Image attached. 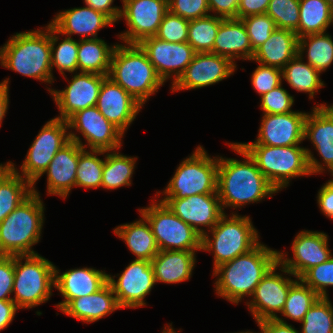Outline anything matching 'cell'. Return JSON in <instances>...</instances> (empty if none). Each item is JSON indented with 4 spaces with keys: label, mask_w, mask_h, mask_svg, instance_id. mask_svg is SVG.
<instances>
[{
    "label": "cell",
    "mask_w": 333,
    "mask_h": 333,
    "mask_svg": "<svg viewBox=\"0 0 333 333\" xmlns=\"http://www.w3.org/2000/svg\"><path fill=\"white\" fill-rule=\"evenodd\" d=\"M108 274L118 305L121 308H138L147 305L144 298L156 284L153 266L150 261L134 259L118 276L116 281Z\"/></svg>",
    "instance_id": "2e32d148"
},
{
    "label": "cell",
    "mask_w": 333,
    "mask_h": 333,
    "mask_svg": "<svg viewBox=\"0 0 333 333\" xmlns=\"http://www.w3.org/2000/svg\"><path fill=\"white\" fill-rule=\"evenodd\" d=\"M33 193L0 223V254L33 255L32 250L41 238L44 223V204L39 192Z\"/></svg>",
    "instance_id": "5b68a950"
},
{
    "label": "cell",
    "mask_w": 333,
    "mask_h": 333,
    "mask_svg": "<svg viewBox=\"0 0 333 333\" xmlns=\"http://www.w3.org/2000/svg\"><path fill=\"white\" fill-rule=\"evenodd\" d=\"M139 45L162 81L166 82L172 77V84L181 76L196 53L188 42H167L156 37L145 38Z\"/></svg>",
    "instance_id": "ffe728a7"
},
{
    "label": "cell",
    "mask_w": 333,
    "mask_h": 333,
    "mask_svg": "<svg viewBox=\"0 0 333 333\" xmlns=\"http://www.w3.org/2000/svg\"><path fill=\"white\" fill-rule=\"evenodd\" d=\"M279 262L275 263L256 286L251 301L246 302L255 322L276 319L287 299L290 286L296 281L276 273Z\"/></svg>",
    "instance_id": "ac0fdd59"
},
{
    "label": "cell",
    "mask_w": 333,
    "mask_h": 333,
    "mask_svg": "<svg viewBox=\"0 0 333 333\" xmlns=\"http://www.w3.org/2000/svg\"><path fill=\"white\" fill-rule=\"evenodd\" d=\"M9 79L6 78L4 81L0 83V127L2 124V121L4 119L5 114L8 110V104H9Z\"/></svg>",
    "instance_id": "680465c9"
},
{
    "label": "cell",
    "mask_w": 333,
    "mask_h": 333,
    "mask_svg": "<svg viewBox=\"0 0 333 333\" xmlns=\"http://www.w3.org/2000/svg\"><path fill=\"white\" fill-rule=\"evenodd\" d=\"M137 157H130L115 151H106L102 172L101 187L115 190L119 187L130 186Z\"/></svg>",
    "instance_id": "d590c367"
},
{
    "label": "cell",
    "mask_w": 333,
    "mask_h": 333,
    "mask_svg": "<svg viewBox=\"0 0 333 333\" xmlns=\"http://www.w3.org/2000/svg\"><path fill=\"white\" fill-rule=\"evenodd\" d=\"M32 193V184L9 166L0 175V223Z\"/></svg>",
    "instance_id": "836d02e7"
},
{
    "label": "cell",
    "mask_w": 333,
    "mask_h": 333,
    "mask_svg": "<svg viewBox=\"0 0 333 333\" xmlns=\"http://www.w3.org/2000/svg\"><path fill=\"white\" fill-rule=\"evenodd\" d=\"M141 218L132 223L117 226L114 233L124 240L136 259L151 262L160 250L149 222L143 215Z\"/></svg>",
    "instance_id": "4dcf8cb0"
},
{
    "label": "cell",
    "mask_w": 333,
    "mask_h": 333,
    "mask_svg": "<svg viewBox=\"0 0 333 333\" xmlns=\"http://www.w3.org/2000/svg\"><path fill=\"white\" fill-rule=\"evenodd\" d=\"M298 37L288 29L276 28L255 51L252 61L283 69L298 54Z\"/></svg>",
    "instance_id": "f1b7e54d"
},
{
    "label": "cell",
    "mask_w": 333,
    "mask_h": 333,
    "mask_svg": "<svg viewBox=\"0 0 333 333\" xmlns=\"http://www.w3.org/2000/svg\"><path fill=\"white\" fill-rule=\"evenodd\" d=\"M239 333H253V332H251V331H245V332H239Z\"/></svg>",
    "instance_id": "be15d7a7"
},
{
    "label": "cell",
    "mask_w": 333,
    "mask_h": 333,
    "mask_svg": "<svg viewBox=\"0 0 333 333\" xmlns=\"http://www.w3.org/2000/svg\"><path fill=\"white\" fill-rule=\"evenodd\" d=\"M14 282V256L3 255L0 258V300H12Z\"/></svg>",
    "instance_id": "f907efd6"
},
{
    "label": "cell",
    "mask_w": 333,
    "mask_h": 333,
    "mask_svg": "<svg viewBox=\"0 0 333 333\" xmlns=\"http://www.w3.org/2000/svg\"><path fill=\"white\" fill-rule=\"evenodd\" d=\"M114 0H84L85 5L107 15L114 23L120 20L121 9L113 6Z\"/></svg>",
    "instance_id": "9f6ffc18"
},
{
    "label": "cell",
    "mask_w": 333,
    "mask_h": 333,
    "mask_svg": "<svg viewBox=\"0 0 333 333\" xmlns=\"http://www.w3.org/2000/svg\"><path fill=\"white\" fill-rule=\"evenodd\" d=\"M116 44L107 45L100 38L78 40V70L108 76L111 57Z\"/></svg>",
    "instance_id": "1f68e13d"
},
{
    "label": "cell",
    "mask_w": 333,
    "mask_h": 333,
    "mask_svg": "<svg viewBox=\"0 0 333 333\" xmlns=\"http://www.w3.org/2000/svg\"><path fill=\"white\" fill-rule=\"evenodd\" d=\"M108 77L142 106L164 84L139 44H117Z\"/></svg>",
    "instance_id": "277c9868"
},
{
    "label": "cell",
    "mask_w": 333,
    "mask_h": 333,
    "mask_svg": "<svg viewBox=\"0 0 333 333\" xmlns=\"http://www.w3.org/2000/svg\"><path fill=\"white\" fill-rule=\"evenodd\" d=\"M159 201L201 236L207 232L206 227L210 231L225 214L217 193L197 194L186 198H162Z\"/></svg>",
    "instance_id": "e0dca14e"
},
{
    "label": "cell",
    "mask_w": 333,
    "mask_h": 333,
    "mask_svg": "<svg viewBox=\"0 0 333 333\" xmlns=\"http://www.w3.org/2000/svg\"><path fill=\"white\" fill-rule=\"evenodd\" d=\"M59 35L60 33L50 25L51 68L56 67L66 79L64 72L73 74L78 71V40L65 36L57 46Z\"/></svg>",
    "instance_id": "74e56055"
},
{
    "label": "cell",
    "mask_w": 333,
    "mask_h": 333,
    "mask_svg": "<svg viewBox=\"0 0 333 333\" xmlns=\"http://www.w3.org/2000/svg\"><path fill=\"white\" fill-rule=\"evenodd\" d=\"M70 140L77 142L85 150L119 151L124 134L109 122L96 106L82 109L68 120ZM80 132L87 143L83 144L79 136L72 132Z\"/></svg>",
    "instance_id": "7c38bea8"
},
{
    "label": "cell",
    "mask_w": 333,
    "mask_h": 333,
    "mask_svg": "<svg viewBox=\"0 0 333 333\" xmlns=\"http://www.w3.org/2000/svg\"><path fill=\"white\" fill-rule=\"evenodd\" d=\"M55 267L38 253L14 256L12 300L18 309H30L50 299L55 287Z\"/></svg>",
    "instance_id": "52a82bcc"
},
{
    "label": "cell",
    "mask_w": 333,
    "mask_h": 333,
    "mask_svg": "<svg viewBox=\"0 0 333 333\" xmlns=\"http://www.w3.org/2000/svg\"><path fill=\"white\" fill-rule=\"evenodd\" d=\"M118 309L122 308L118 305L116 295L107 282L93 294L72 299L61 312L82 322L92 323Z\"/></svg>",
    "instance_id": "83f0119b"
},
{
    "label": "cell",
    "mask_w": 333,
    "mask_h": 333,
    "mask_svg": "<svg viewBox=\"0 0 333 333\" xmlns=\"http://www.w3.org/2000/svg\"><path fill=\"white\" fill-rule=\"evenodd\" d=\"M266 14L278 29L295 32L299 24V0H270Z\"/></svg>",
    "instance_id": "7bdbcfd3"
},
{
    "label": "cell",
    "mask_w": 333,
    "mask_h": 333,
    "mask_svg": "<svg viewBox=\"0 0 333 333\" xmlns=\"http://www.w3.org/2000/svg\"><path fill=\"white\" fill-rule=\"evenodd\" d=\"M241 20L246 27L253 51L262 45L277 28L274 20L267 14L252 15Z\"/></svg>",
    "instance_id": "f6af8a7d"
},
{
    "label": "cell",
    "mask_w": 333,
    "mask_h": 333,
    "mask_svg": "<svg viewBox=\"0 0 333 333\" xmlns=\"http://www.w3.org/2000/svg\"><path fill=\"white\" fill-rule=\"evenodd\" d=\"M333 24V10L326 0H299L298 38L326 32Z\"/></svg>",
    "instance_id": "d6a6232c"
},
{
    "label": "cell",
    "mask_w": 333,
    "mask_h": 333,
    "mask_svg": "<svg viewBox=\"0 0 333 333\" xmlns=\"http://www.w3.org/2000/svg\"><path fill=\"white\" fill-rule=\"evenodd\" d=\"M260 99V108L264 114L293 112L291 107L294 104V97L282 87V84L262 95Z\"/></svg>",
    "instance_id": "7dc6e473"
},
{
    "label": "cell",
    "mask_w": 333,
    "mask_h": 333,
    "mask_svg": "<svg viewBox=\"0 0 333 333\" xmlns=\"http://www.w3.org/2000/svg\"><path fill=\"white\" fill-rule=\"evenodd\" d=\"M69 85L63 90L47 88L60 111L56 118L67 121L77 111L96 106L99 91L106 76L94 73H73Z\"/></svg>",
    "instance_id": "44dd1931"
},
{
    "label": "cell",
    "mask_w": 333,
    "mask_h": 333,
    "mask_svg": "<svg viewBox=\"0 0 333 333\" xmlns=\"http://www.w3.org/2000/svg\"><path fill=\"white\" fill-rule=\"evenodd\" d=\"M45 30V31H44ZM12 35L0 47V65L21 75L52 84L50 24Z\"/></svg>",
    "instance_id": "3957f363"
},
{
    "label": "cell",
    "mask_w": 333,
    "mask_h": 333,
    "mask_svg": "<svg viewBox=\"0 0 333 333\" xmlns=\"http://www.w3.org/2000/svg\"><path fill=\"white\" fill-rule=\"evenodd\" d=\"M84 150L77 142L70 140L56 153L43 172L47 174L48 195H58L66 199L71 189L75 187L79 155Z\"/></svg>",
    "instance_id": "cb8c5ba5"
},
{
    "label": "cell",
    "mask_w": 333,
    "mask_h": 333,
    "mask_svg": "<svg viewBox=\"0 0 333 333\" xmlns=\"http://www.w3.org/2000/svg\"><path fill=\"white\" fill-rule=\"evenodd\" d=\"M49 24L60 35L71 37L73 34H79L80 39H93L98 38L97 33L100 29L114 25V22L104 13L86 5L57 13Z\"/></svg>",
    "instance_id": "d4e9b609"
},
{
    "label": "cell",
    "mask_w": 333,
    "mask_h": 333,
    "mask_svg": "<svg viewBox=\"0 0 333 333\" xmlns=\"http://www.w3.org/2000/svg\"><path fill=\"white\" fill-rule=\"evenodd\" d=\"M298 55L303 57L307 52V63L320 73L333 63V40L326 32L298 38Z\"/></svg>",
    "instance_id": "8d00e7d4"
},
{
    "label": "cell",
    "mask_w": 333,
    "mask_h": 333,
    "mask_svg": "<svg viewBox=\"0 0 333 333\" xmlns=\"http://www.w3.org/2000/svg\"><path fill=\"white\" fill-rule=\"evenodd\" d=\"M319 297L300 278H296V281L290 286L285 306L280 314L291 320L301 322Z\"/></svg>",
    "instance_id": "ab89813d"
},
{
    "label": "cell",
    "mask_w": 333,
    "mask_h": 333,
    "mask_svg": "<svg viewBox=\"0 0 333 333\" xmlns=\"http://www.w3.org/2000/svg\"><path fill=\"white\" fill-rule=\"evenodd\" d=\"M188 23L179 15L171 13L169 10L165 13L163 20L154 37L174 43H184L188 39Z\"/></svg>",
    "instance_id": "bcb514c9"
},
{
    "label": "cell",
    "mask_w": 333,
    "mask_h": 333,
    "mask_svg": "<svg viewBox=\"0 0 333 333\" xmlns=\"http://www.w3.org/2000/svg\"><path fill=\"white\" fill-rule=\"evenodd\" d=\"M240 146L255 160L258 169L277 191L287 187L295 177L311 176L305 147Z\"/></svg>",
    "instance_id": "ba28073f"
},
{
    "label": "cell",
    "mask_w": 333,
    "mask_h": 333,
    "mask_svg": "<svg viewBox=\"0 0 333 333\" xmlns=\"http://www.w3.org/2000/svg\"><path fill=\"white\" fill-rule=\"evenodd\" d=\"M96 107L109 122L125 134L143 106L106 76L99 91Z\"/></svg>",
    "instance_id": "603a6c76"
},
{
    "label": "cell",
    "mask_w": 333,
    "mask_h": 333,
    "mask_svg": "<svg viewBox=\"0 0 333 333\" xmlns=\"http://www.w3.org/2000/svg\"><path fill=\"white\" fill-rule=\"evenodd\" d=\"M108 282L105 271L94 268H77L61 272L55 267L54 285L64 297V300L55 305L61 311L72 299L93 294Z\"/></svg>",
    "instance_id": "484cf974"
},
{
    "label": "cell",
    "mask_w": 333,
    "mask_h": 333,
    "mask_svg": "<svg viewBox=\"0 0 333 333\" xmlns=\"http://www.w3.org/2000/svg\"><path fill=\"white\" fill-rule=\"evenodd\" d=\"M293 258L278 251V262L285 276L300 278L308 269L327 261L331 256L328 248V235L324 232L303 230L292 242ZM287 273V274H286Z\"/></svg>",
    "instance_id": "5bb4252c"
},
{
    "label": "cell",
    "mask_w": 333,
    "mask_h": 333,
    "mask_svg": "<svg viewBox=\"0 0 333 333\" xmlns=\"http://www.w3.org/2000/svg\"><path fill=\"white\" fill-rule=\"evenodd\" d=\"M68 122L52 118L41 128L28 149L21 165V174L15 164L9 161V166L35 188L37 180L43 175L56 153L70 141Z\"/></svg>",
    "instance_id": "8fae6325"
},
{
    "label": "cell",
    "mask_w": 333,
    "mask_h": 333,
    "mask_svg": "<svg viewBox=\"0 0 333 333\" xmlns=\"http://www.w3.org/2000/svg\"><path fill=\"white\" fill-rule=\"evenodd\" d=\"M303 60L298 54L291 59L282 69V79L296 91L308 93L312 99L325 84L320 79L321 73Z\"/></svg>",
    "instance_id": "e575fe53"
},
{
    "label": "cell",
    "mask_w": 333,
    "mask_h": 333,
    "mask_svg": "<svg viewBox=\"0 0 333 333\" xmlns=\"http://www.w3.org/2000/svg\"><path fill=\"white\" fill-rule=\"evenodd\" d=\"M259 243L258 231L254 228L249 216L232 213L228 217L225 213L210 231L202 235L201 251L213 253L215 269L225 262L248 253Z\"/></svg>",
    "instance_id": "8992f818"
},
{
    "label": "cell",
    "mask_w": 333,
    "mask_h": 333,
    "mask_svg": "<svg viewBox=\"0 0 333 333\" xmlns=\"http://www.w3.org/2000/svg\"><path fill=\"white\" fill-rule=\"evenodd\" d=\"M197 251L165 250L159 251L151 260L156 283H181L192 276Z\"/></svg>",
    "instance_id": "f546056e"
},
{
    "label": "cell",
    "mask_w": 333,
    "mask_h": 333,
    "mask_svg": "<svg viewBox=\"0 0 333 333\" xmlns=\"http://www.w3.org/2000/svg\"><path fill=\"white\" fill-rule=\"evenodd\" d=\"M210 53L224 56L234 64L235 60L240 58L251 61L254 51L241 19L227 18L221 21Z\"/></svg>",
    "instance_id": "4316f807"
},
{
    "label": "cell",
    "mask_w": 333,
    "mask_h": 333,
    "mask_svg": "<svg viewBox=\"0 0 333 333\" xmlns=\"http://www.w3.org/2000/svg\"><path fill=\"white\" fill-rule=\"evenodd\" d=\"M252 73L251 83L260 95L273 90L282 84V70L276 67L260 64Z\"/></svg>",
    "instance_id": "c3c4849f"
},
{
    "label": "cell",
    "mask_w": 333,
    "mask_h": 333,
    "mask_svg": "<svg viewBox=\"0 0 333 333\" xmlns=\"http://www.w3.org/2000/svg\"><path fill=\"white\" fill-rule=\"evenodd\" d=\"M306 112L263 114L256 141L239 145H268L285 147L300 145L304 140Z\"/></svg>",
    "instance_id": "7402d4cb"
},
{
    "label": "cell",
    "mask_w": 333,
    "mask_h": 333,
    "mask_svg": "<svg viewBox=\"0 0 333 333\" xmlns=\"http://www.w3.org/2000/svg\"><path fill=\"white\" fill-rule=\"evenodd\" d=\"M122 6L120 19L124 18L128 30L119 38L124 43L139 44L156 35L168 11V0H125Z\"/></svg>",
    "instance_id": "9a60e30c"
},
{
    "label": "cell",
    "mask_w": 333,
    "mask_h": 333,
    "mask_svg": "<svg viewBox=\"0 0 333 333\" xmlns=\"http://www.w3.org/2000/svg\"><path fill=\"white\" fill-rule=\"evenodd\" d=\"M317 203L321 212L333 220V179L328 180L318 191Z\"/></svg>",
    "instance_id": "db71d44e"
},
{
    "label": "cell",
    "mask_w": 333,
    "mask_h": 333,
    "mask_svg": "<svg viewBox=\"0 0 333 333\" xmlns=\"http://www.w3.org/2000/svg\"><path fill=\"white\" fill-rule=\"evenodd\" d=\"M17 310L13 300H0V331L11 324Z\"/></svg>",
    "instance_id": "6f0895ef"
},
{
    "label": "cell",
    "mask_w": 333,
    "mask_h": 333,
    "mask_svg": "<svg viewBox=\"0 0 333 333\" xmlns=\"http://www.w3.org/2000/svg\"><path fill=\"white\" fill-rule=\"evenodd\" d=\"M239 0H208V7L215 16L227 18H236L238 12Z\"/></svg>",
    "instance_id": "816d5d0a"
},
{
    "label": "cell",
    "mask_w": 333,
    "mask_h": 333,
    "mask_svg": "<svg viewBox=\"0 0 333 333\" xmlns=\"http://www.w3.org/2000/svg\"><path fill=\"white\" fill-rule=\"evenodd\" d=\"M270 0H239L237 19L266 14Z\"/></svg>",
    "instance_id": "f5cc1de1"
},
{
    "label": "cell",
    "mask_w": 333,
    "mask_h": 333,
    "mask_svg": "<svg viewBox=\"0 0 333 333\" xmlns=\"http://www.w3.org/2000/svg\"><path fill=\"white\" fill-rule=\"evenodd\" d=\"M300 279L320 297H328L327 287L333 286V257L308 269Z\"/></svg>",
    "instance_id": "ee69618b"
},
{
    "label": "cell",
    "mask_w": 333,
    "mask_h": 333,
    "mask_svg": "<svg viewBox=\"0 0 333 333\" xmlns=\"http://www.w3.org/2000/svg\"><path fill=\"white\" fill-rule=\"evenodd\" d=\"M9 167V162L5 164H0V175Z\"/></svg>",
    "instance_id": "94428289"
},
{
    "label": "cell",
    "mask_w": 333,
    "mask_h": 333,
    "mask_svg": "<svg viewBox=\"0 0 333 333\" xmlns=\"http://www.w3.org/2000/svg\"><path fill=\"white\" fill-rule=\"evenodd\" d=\"M104 150H84L79 155L76 171L75 187L96 189L101 187L104 159L97 155H105Z\"/></svg>",
    "instance_id": "60d3db41"
},
{
    "label": "cell",
    "mask_w": 333,
    "mask_h": 333,
    "mask_svg": "<svg viewBox=\"0 0 333 333\" xmlns=\"http://www.w3.org/2000/svg\"><path fill=\"white\" fill-rule=\"evenodd\" d=\"M229 147L243 156V161L218 156L217 194L224 212L226 207L242 208L271 198L277 189L258 169L255 160L237 142ZM244 205V206H243Z\"/></svg>",
    "instance_id": "6da1fadb"
},
{
    "label": "cell",
    "mask_w": 333,
    "mask_h": 333,
    "mask_svg": "<svg viewBox=\"0 0 333 333\" xmlns=\"http://www.w3.org/2000/svg\"><path fill=\"white\" fill-rule=\"evenodd\" d=\"M218 156L211 158L199 145L184 159L169 181L164 198H186L197 194L217 193Z\"/></svg>",
    "instance_id": "9c48e42d"
},
{
    "label": "cell",
    "mask_w": 333,
    "mask_h": 333,
    "mask_svg": "<svg viewBox=\"0 0 333 333\" xmlns=\"http://www.w3.org/2000/svg\"><path fill=\"white\" fill-rule=\"evenodd\" d=\"M312 108V112L306 115L304 140L309 139L313 143L324 164H321L322 162H319L313 156L314 154L305 148L309 170L311 175H316L323 173L326 167L333 176V104L329 106L318 104Z\"/></svg>",
    "instance_id": "4fadbf2b"
},
{
    "label": "cell",
    "mask_w": 333,
    "mask_h": 333,
    "mask_svg": "<svg viewBox=\"0 0 333 333\" xmlns=\"http://www.w3.org/2000/svg\"><path fill=\"white\" fill-rule=\"evenodd\" d=\"M300 323V333H333V305L329 298L319 297Z\"/></svg>",
    "instance_id": "b9f144b4"
},
{
    "label": "cell",
    "mask_w": 333,
    "mask_h": 333,
    "mask_svg": "<svg viewBox=\"0 0 333 333\" xmlns=\"http://www.w3.org/2000/svg\"><path fill=\"white\" fill-rule=\"evenodd\" d=\"M260 333H299L295 327L279 316L276 319H265L257 322Z\"/></svg>",
    "instance_id": "11a10c76"
},
{
    "label": "cell",
    "mask_w": 333,
    "mask_h": 333,
    "mask_svg": "<svg viewBox=\"0 0 333 333\" xmlns=\"http://www.w3.org/2000/svg\"><path fill=\"white\" fill-rule=\"evenodd\" d=\"M162 333H177L175 329L172 328V323L169 326H165Z\"/></svg>",
    "instance_id": "91938a15"
},
{
    "label": "cell",
    "mask_w": 333,
    "mask_h": 333,
    "mask_svg": "<svg viewBox=\"0 0 333 333\" xmlns=\"http://www.w3.org/2000/svg\"><path fill=\"white\" fill-rule=\"evenodd\" d=\"M236 67V64L224 56L210 52L195 53L181 76L171 84L172 93L216 84L234 74Z\"/></svg>",
    "instance_id": "d6986e66"
},
{
    "label": "cell",
    "mask_w": 333,
    "mask_h": 333,
    "mask_svg": "<svg viewBox=\"0 0 333 333\" xmlns=\"http://www.w3.org/2000/svg\"><path fill=\"white\" fill-rule=\"evenodd\" d=\"M278 262V251L261 242L248 253L225 262L213 271L217 276L216 294L238 304L244 296L251 297L268 270Z\"/></svg>",
    "instance_id": "7a4b0ae2"
},
{
    "label": "cell",
    "mask_w": 333,
    "mask_h": 333,
    "mask_svg": "<svg viewBox=\"0 0 333 333\" xmlns=\"http://www.w3.org/2000/svg\"><path fill=\"white\" fill-rule=\"evenodd\" d=\"M328 4L330 5L331 9L333 10V0H326Z\"/></svg>",
    "instance_id": "6125c7cd"
},
{
    "label": "cell",
    "mask_w": 333,
    "mask_h": 333,
    "mask_svg": "<svg viewBox=\"0 0 333 333\" xmlns=\"http://www.w3.org/2000/svg\"><path fill=\"white\" fill-rule=\"evenodd\" d=\"M168 10L189 21L210 15L208 0H168Z\"/></svg>",
    "instance_id": "681fc988"
},
{
    "label": "cell",
    "mask_w": 333,
    "mask_h": 333,
    "mask_svg": "<svg viewBox=\"0 0 333 333\" xmlns=\"http://www.w3.org/2000/svg\"><path fill=\"white\" fill-rule=\"evenodd\" d=\"M153 201L138 210L149 222L159 250L200 251L202 236L164 203Z\"/></svg>",
    "instance_id": "30bf717a"
},
{
    "label": "cell",
    "mask_w": 333,
    "mask_h": 333,
    "mask_svg": "<svg viewBox=\"0 0 333 333\" xmlns=\"http://www.w3.org/2000/svg\"><path fill=\"white\" fill-rule=\"evenodd\" d=\"M223 19L210 14L206 17L189 21L187 42L196 53L211 52L213 50L218 28Z\"/></svg>",
    "instance_id": "f35d334b"
}]
</instances>
